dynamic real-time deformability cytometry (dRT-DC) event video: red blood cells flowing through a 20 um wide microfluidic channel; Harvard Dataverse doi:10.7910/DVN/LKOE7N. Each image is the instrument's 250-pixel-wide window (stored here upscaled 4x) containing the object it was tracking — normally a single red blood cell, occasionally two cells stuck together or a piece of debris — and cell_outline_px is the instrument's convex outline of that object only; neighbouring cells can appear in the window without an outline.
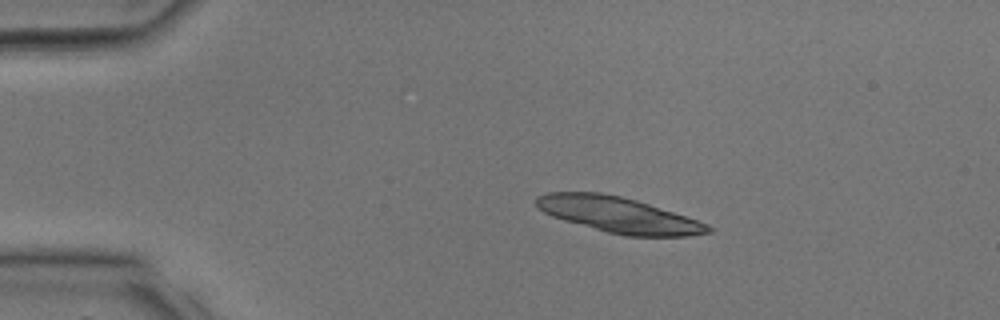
{"species": "common noctule bat (a hibernating species)", "species_latin": "Nyctalus noctula", "temperature_condition": "room temperature", "stored_images_in_passage": 28, "segment_of_instrument_passage": [1, 2], "camera_frame_rate_fps": 3000, "um_per_image_px": 0.085, "animal": {"sex": "male", "body_mass_g": 17.9, "forearm_length_mm": 54.2}, "frame": {"image": 1, "passage_image": 1, "time_ms": 0.0, "image_size_px": [1000, 320], "cell_outline_px": [[712, 232], [688, 236], [624, 236], [608, 232], [564, 220], [552, 216], [536, 208], [536, 196], [548, 192], [600, 192], [620, 196], [636, 200], [708, 224], [712, 228]], "centroid_in_image_um": [52.54, 18.26], "position_along_channel_um": 32.5, "area_um2": 35.32}}